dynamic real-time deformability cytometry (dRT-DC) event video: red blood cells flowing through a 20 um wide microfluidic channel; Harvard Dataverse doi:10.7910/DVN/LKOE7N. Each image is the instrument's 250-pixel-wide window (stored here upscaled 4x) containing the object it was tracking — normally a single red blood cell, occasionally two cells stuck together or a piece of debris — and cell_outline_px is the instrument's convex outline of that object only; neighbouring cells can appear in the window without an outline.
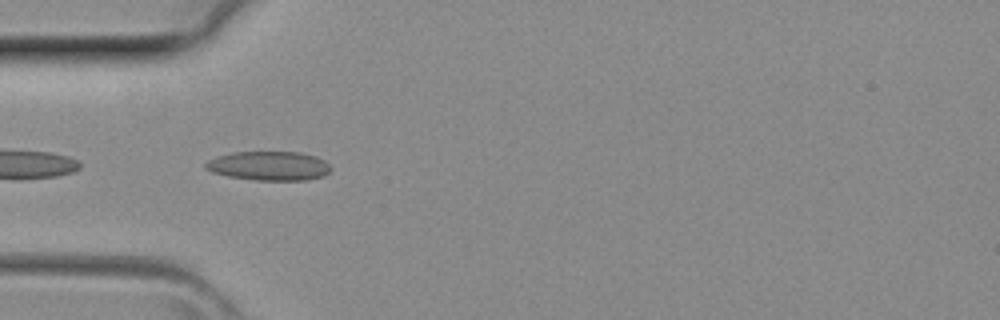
{"species": "common noctule bat (a hibernating species)", "species_latin": "Nyctalus noctula", "temperature_condition": "room temperature", "stored_images_in_passage": 16, "camera_frame_rate_fps": 3000, "um_per_image_px": 0.085, "animal": {"sex": "female", "body_mass_g": 29.2, "forearm_length_mm": 56.3}, "frame": {"image": 1, "passage_image": 12, "time_ms": 3.667, "image_size_px": [1000, 320], "cell_outline_px": [[332, 168], [324, 176], [308, 180], [256, 180], [228, 176], [212, 172], [204, 168], [204, 164], [208, 160], [216, 156], [232, 152], [300, 152], [316, 156], [324, 160]], "centroid_in_image_um": [22.86, 14.09], "position_along_channel_um": 62.1, "area_um2": 21.39}}